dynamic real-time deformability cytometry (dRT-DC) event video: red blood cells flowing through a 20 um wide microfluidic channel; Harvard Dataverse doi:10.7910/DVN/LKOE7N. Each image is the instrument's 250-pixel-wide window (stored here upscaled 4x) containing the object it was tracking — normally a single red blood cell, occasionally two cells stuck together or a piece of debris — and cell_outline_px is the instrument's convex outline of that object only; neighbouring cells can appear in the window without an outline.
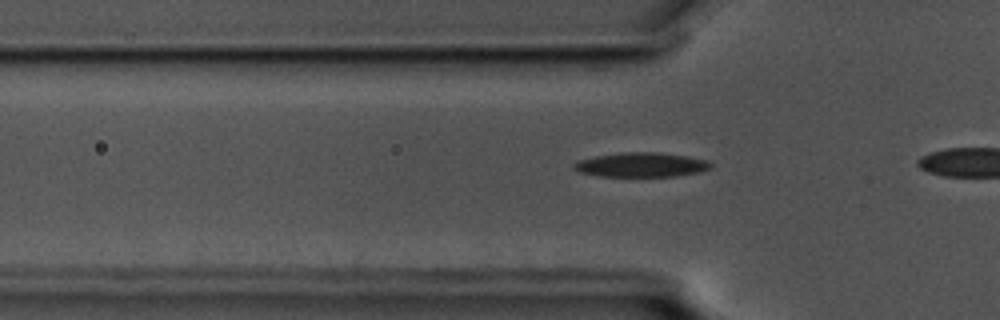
{"species": "common noctule bat (a hibernating species)", "species_latin": "Nyctalus noctula", "temperature_condition": "cold", "stored_images_in_passage": 11, "camera_frame_rate_fps": 3000, "um_per_image_px": 0.085, "animal": {"sex": "male", "body_mass_g": 17.5, "forearm_length_mm": 52.3}, "frame": {"image": 1, "passage_image": 5, "time_ms": 1.333, "image_size_px": [1000, 320], "cell_outline_px": [[712, 168], [700, 172], [676, 176], [600, 176], [580, 172], [572, 168], [572, 164], [580, 160], [596, 156], [620, 152], [660, 152], [688, 156], [708, 160], [712, 164]], "centroid_in_image_um": [54.54, 14.0], "position_along_channel_um": 71.3, "area_um2": 19.59}}